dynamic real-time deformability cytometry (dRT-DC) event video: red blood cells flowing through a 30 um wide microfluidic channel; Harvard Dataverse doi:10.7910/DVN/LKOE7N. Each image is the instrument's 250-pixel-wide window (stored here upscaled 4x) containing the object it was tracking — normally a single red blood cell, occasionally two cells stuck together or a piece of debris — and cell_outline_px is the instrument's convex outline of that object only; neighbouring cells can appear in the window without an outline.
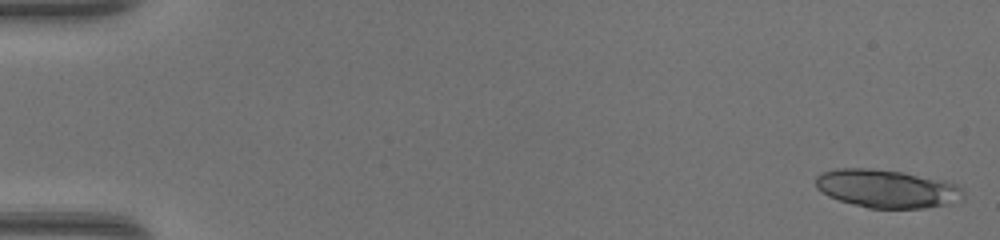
{"species": "common noctule bat (a hibernating species)", "species_latin": "Nyctalus noctula", "temperature_condition": "warm", "stored_images_in_passage": 19, "camera_frame_rate_fps": 3000, "um_per_image_px": 0.085, "animal": {"sex": "female", "body_mass_g": 17.0, "forearm_length_mm": 48.0}, "frame": {"image": 1, "passage_image": 1, "time_ms": 0.0, "image_size_px": [1000, 240], "cell_outline_px": [[964, 200], [924, 208], [868, 208], [840, 200], [828, 196], [816, 188], [816, 176], [820, 172], [836, 168], [872, 168], [900, 172], [944, 180], [956, 184], [964, 192]], "centroid_in_image_um": [75.36, 16.03], "position_along_channel_um": 9.6, "area_um2": 32.83}}
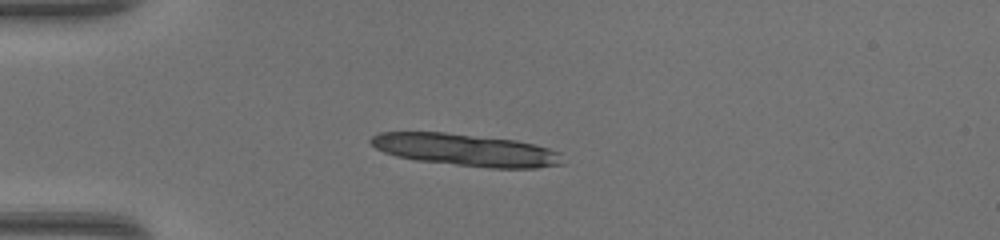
{"frame": {"image": 2, "passage_image": 13, "time_ms": 4.0, "image_size_px": [1000, 240], "cell_outline_px": [[564, 164], [536, 168], [488, 168], [416, 160], [396, 156], [384, 152], [376, 148], [368, 140], [372, 136], [380, 132], [444, 132], [516, 140], [536, 144], [560, 152]], "centroid_in_image_um": [39.61, 12.74], "position_along_channel_um": 45.4, "area_um2": 36.07}}